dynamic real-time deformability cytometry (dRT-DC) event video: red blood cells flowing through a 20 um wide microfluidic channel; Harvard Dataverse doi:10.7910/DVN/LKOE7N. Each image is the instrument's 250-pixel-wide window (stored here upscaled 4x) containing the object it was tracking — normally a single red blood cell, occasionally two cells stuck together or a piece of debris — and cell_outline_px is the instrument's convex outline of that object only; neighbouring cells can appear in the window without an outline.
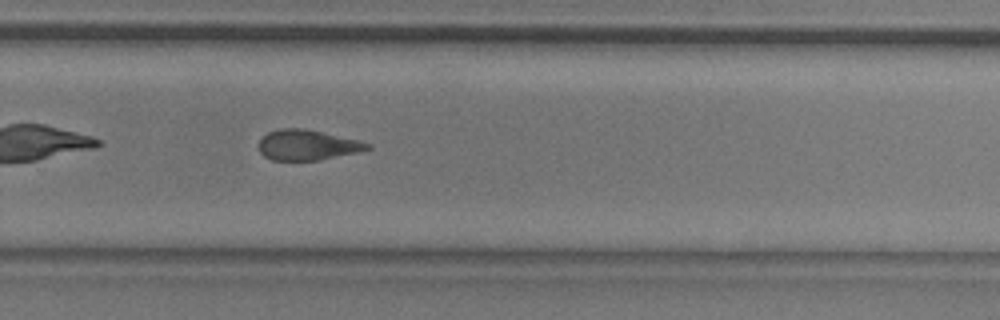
{"species": "common noctule bat (a hibernating species)", "species_latin": "Nyctalus noctula", "temperature_condition": "room temperature", "stored_images_in_passage": 35, "camera_frame_rate_fps": 3000, "um_per_image_px": 0.085, "animal": {"sex": "male", "body_mass_g": 20.5, "forearm_length_mm": 52.5}, "frame": {"image": 1, "passage_image": 20, "time_ms": 6.333, "image_size_px": [1000, 320], "cell_outline_px": [[372, 148], [356, 152], [320, 160], [272, 160], [264, 156], [260, 152], [256, 144], [268, 132], [280, 128], [304, 128], [360, 140], [372, 144]], "centroid_in_image_um": [26.11, 12.32], "position_along_channel_um": 303.7, "area_um2": 19.31}, "authors_computed_cell_mechanics": {"area_um2": 19.7676, "velocity_mm_per_s": 3.8751, "shape_relaxation_time_tau1_ms": null, "shape_relaxation_time_tau2_ms": 1.7602, "deformation_change_tau1": null, "deformation_change_tau2": 0.0885}}